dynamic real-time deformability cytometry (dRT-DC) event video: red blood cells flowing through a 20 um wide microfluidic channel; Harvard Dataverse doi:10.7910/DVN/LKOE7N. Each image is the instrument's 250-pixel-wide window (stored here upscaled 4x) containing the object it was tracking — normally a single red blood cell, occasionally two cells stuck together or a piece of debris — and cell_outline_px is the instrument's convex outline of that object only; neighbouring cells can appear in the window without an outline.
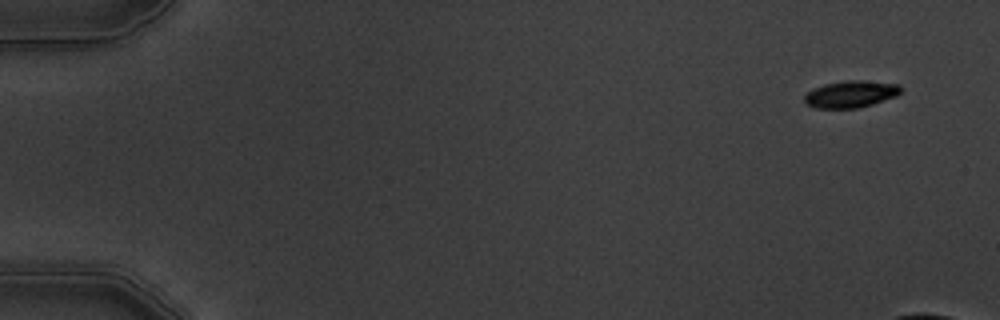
{"species": "common noctule bat (a hibernating species)", "species_latin": "Nyctalus noctula", "temperature_condition": "warm", "stored_images_in_passage": 4, "camera_frame_rate_fps": 3000, "um_per_image_px": 0.085, "animal": {"sex": "male", "body_mass_g": 19.5, "forearm_length_mm": 54.6}, "frame": {"image": 1, "passage_image": 1, "time_ms": 0.0, "image_size_px": [1000, 320], "cell_outline_px": [[904, 88], [896, 96], [872, 104], [856, 108], [816, 108], [804, 104], [804, 96], [812, 88], [824, 84], [848, 80], [864, 80], [900, 84]], "centroid_in_image_um": [72.32, 7.99], "position_along_channel_um": 12.7, "area_um2": 15.26}}